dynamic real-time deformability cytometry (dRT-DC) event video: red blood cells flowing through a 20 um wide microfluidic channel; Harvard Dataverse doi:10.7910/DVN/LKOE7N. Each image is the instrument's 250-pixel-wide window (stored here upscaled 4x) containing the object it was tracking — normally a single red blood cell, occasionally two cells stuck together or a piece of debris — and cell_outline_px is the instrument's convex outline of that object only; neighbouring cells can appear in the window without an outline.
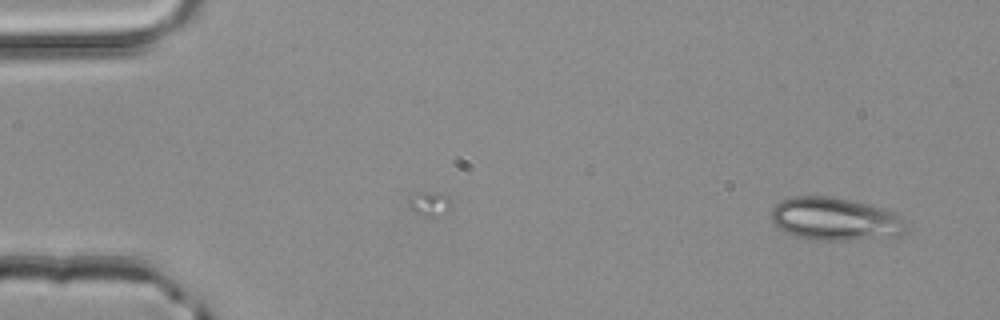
{"species": "common noctule bat (a hibernating species)", "species_latin": "Nyctalus noctula", "temperature_condition": "room temperature", "stored_images_in_passage": 4, "camera_frame_rate_fps": 3000, "um_per_image_px": 0.085, "animal": {"sex": "male", "body_mass_g": 20.4}, "frame": {"image": 1, "passage_image": 1, "time_ms": 0.0, "image_size_px": [1000, 320], "cell_outline_px": [[908, 228], [900, 236], [848, 240], [816, 240], [796, 236], [784, 232], [772, 220], [772, 208], [776, 204], [784, 200], [796, 196], [832, 196], [872, 204], [884, 208], [892, 212]], "centroid_in_image_um": [70.99, 18.61], "position_along_channel_um": 14.0, "area_um2": 33.58}}